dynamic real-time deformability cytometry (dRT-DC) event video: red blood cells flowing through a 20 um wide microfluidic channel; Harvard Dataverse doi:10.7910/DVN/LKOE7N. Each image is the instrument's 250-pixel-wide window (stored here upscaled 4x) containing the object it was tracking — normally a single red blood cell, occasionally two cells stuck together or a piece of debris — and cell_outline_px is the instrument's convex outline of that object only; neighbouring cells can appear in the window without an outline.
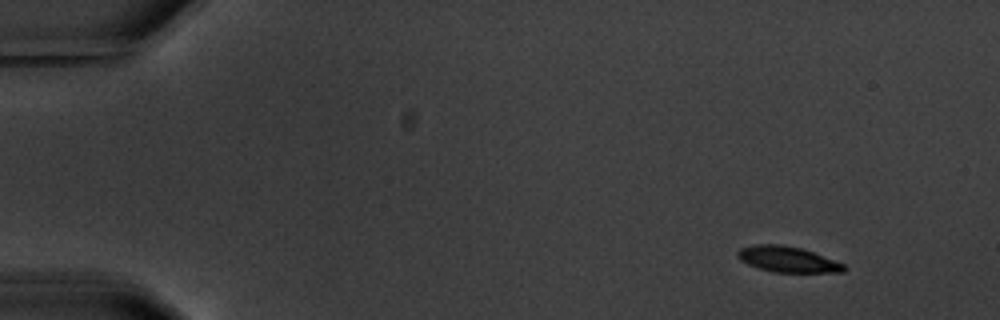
{"species": "common noctule bat (a hibernating species)", "species_latin": "Nyctalus noctula", "temperature_condition": "warm", "stored_images_in_passage": 6, "camera_frame_rate_fps": 3000, "um_per_image_px": 0.085, "animal": {"sex": "male", "body_mass_g": 20.1, "forearm_length_mm": 53.5}, "frame": {"image": 1, "passage_image": 1, "time_ms": 0.0, "image_size_px": [1000, 320], "cell_outline_px": [[844, 272], [772, 272], [748, 264], [740, 260], [736, 256], [736, 252], [740, 248], [756, 244], [780, 244], [800, 248], [812, 252], [844, 264]], "centroid_in_image_um": [66.88, 22.04], "position_along_channel_um": 18.1, "area_um2": 15.72}}
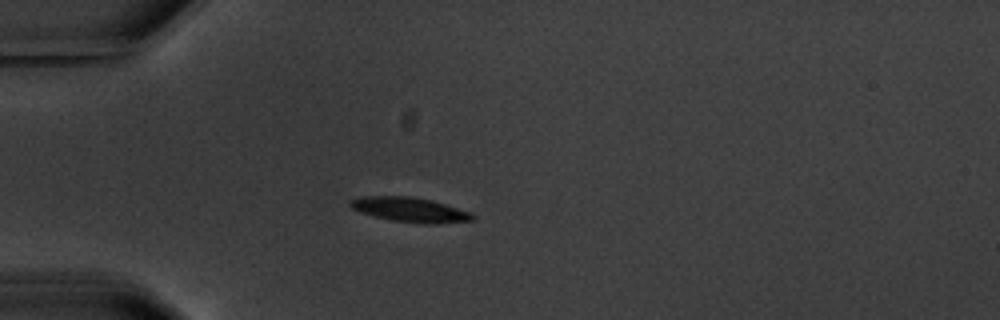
{"frame": {"image": 2, "passage_image": 4, "time_ms": 3.667, "image_size_px": [1000, 320], "cell_outline_px": [[476, 216], [472, 220], [440, 224], [424, 224], [392, 220], [360, 212], [352, 208], [348, 204], [348, 200], [360, 196], [412, 196], [432, 200], [472, 212]], "centroid_in_image_um": [34.86, 17.82], "position_along_channel_um": 50.1, "area_um2": 17.74}}
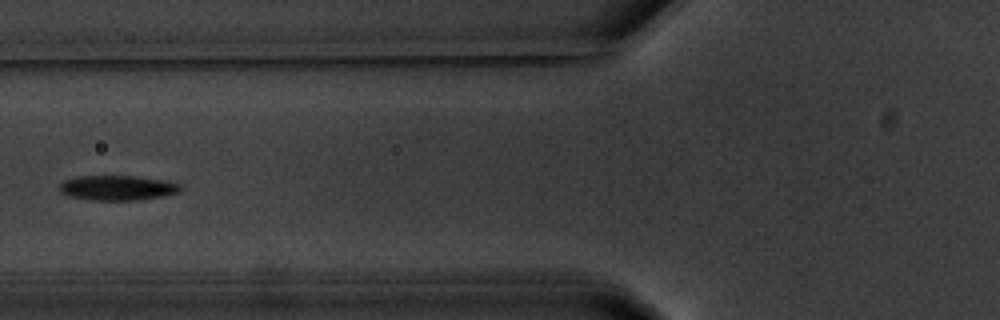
{"frame": {"image": 3, "passage_image": 6, "time_ms": 6.0, "image_size_px": [1000, 320], "cell_outline_px": [[180, 192], [164, 196], [140, 200], [88, 200], [68, 196], [60, 192], [60, 184], [64, 180], [76, 176], [136, 176], [168, 180], [180, 184]], "centroid_in_image_um": [9.99, 15.97], "position_along_channel_um": 115.8, "area_um2": 17.8}}